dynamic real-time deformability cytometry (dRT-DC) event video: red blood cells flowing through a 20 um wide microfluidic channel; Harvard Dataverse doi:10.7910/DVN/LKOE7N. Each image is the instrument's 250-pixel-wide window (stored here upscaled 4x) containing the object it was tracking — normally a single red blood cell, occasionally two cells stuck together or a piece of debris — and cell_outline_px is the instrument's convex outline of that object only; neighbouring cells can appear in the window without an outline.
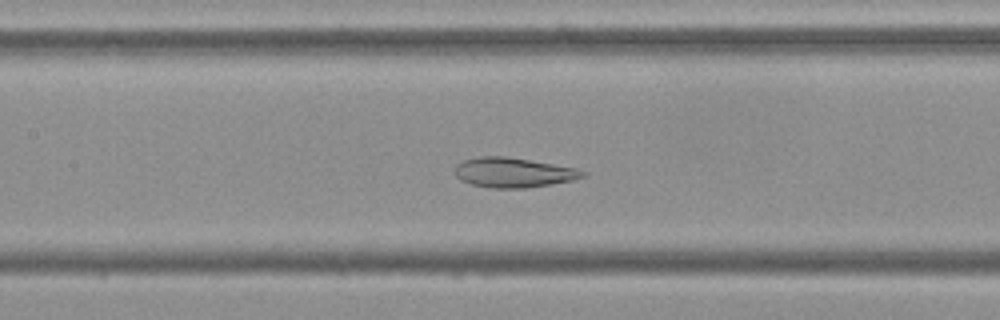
{"species": "Egyptian fruit bat (a non-hibernating species)", "species_latin": "Rousettus aegyptiacus", "temperature_condition": "cold", "stored_images_in_passage": 55, "camera_frame_rate_fps": 3000, "um_per_image_px": 0.085, "frame": {"image": 1, "passage_image": 25, "time_ms": 8.0, "image_size_px": [1000, 320], "cell_outline_px": [[588, 176], [572, 180], [524, 188], [492, 188], [472, 184], [460, 180], [456, 176], [456, 164], [464, 160], [480, 156], [504, 156], [576, 168], [588, 172]], "centroid_in_image_um": [43.65, 14.66], "position_along_channel_um": 163.8, "area_um2": 21.96}}
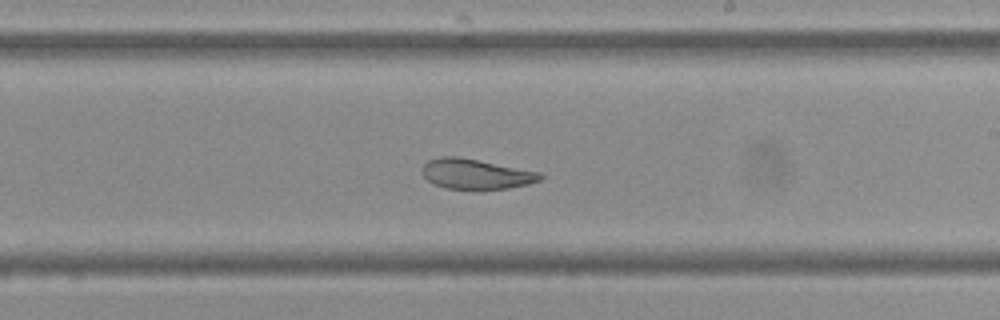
{"frame": {"image": 2, "passage_image": 32, "time_ms": 10.333, "image_size_px": [1000, 320], "cell_outline_px": [[544, 176], [540, 180], [528, 184], [508, 188], [444, 188], [432, 184], [420, 172], [424, 164], [428, 160], [440, 156], [456, 156], [540, 172]], "centroid_in_image_um": [40.4, 14.78], "position_along_channel_um": 248.6, "area_um2": 20.46}}
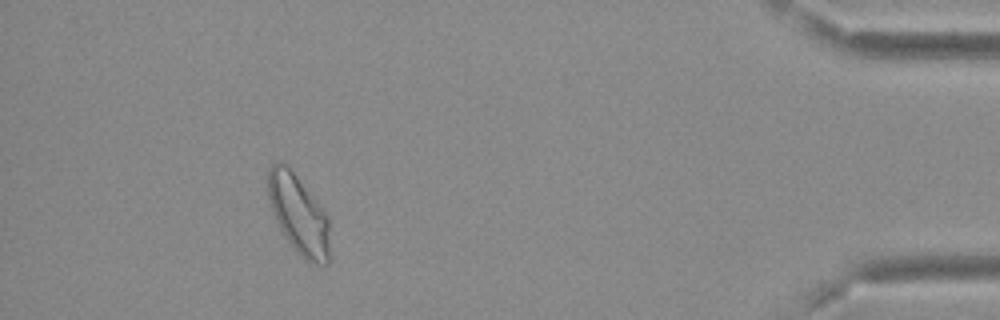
{"frame": {"image": 3, "passage_image": 50, "time_ms": 16.333, "image_size_px": [1000, 320], "cell_outline_px": [[328, 264], [312, 264], [304, 260], [292, 248], [284, 236], [276, 220], [268, 200], [268, 168], [276, 160], [280, 160], [288, 164], [316, 200], [328, 216]], "centroid_in_image_um": [25.34, 18.2], "position_along_channel_um": 409.9, "area_um2": 28.67}, "authors_computed_cell_mechanics": {"area_um2": 26.4724, "velocity_mm_per_s": 3.6426, "shape_relaxation_time_tau1_ms": null, "shape_relaxation_time_tau2_ms": 1.4456, "deformation_change_tau1": null, "deformation_change_tau2": 0.0824}}